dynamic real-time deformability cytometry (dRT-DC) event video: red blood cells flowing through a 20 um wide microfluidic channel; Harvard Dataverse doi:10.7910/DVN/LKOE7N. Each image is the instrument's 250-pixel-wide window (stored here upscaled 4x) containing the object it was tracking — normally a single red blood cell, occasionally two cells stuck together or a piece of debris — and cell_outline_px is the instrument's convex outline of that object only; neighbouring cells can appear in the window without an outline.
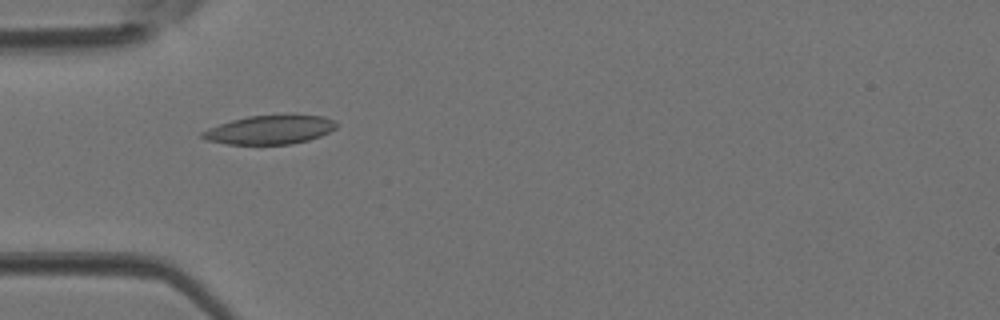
{"species": "Egyptian fruit bat (a non-hibernating species)", "species_latin": "Rousettus aegyptiacus", "temperature_condition": "room temperature", "stored_images_in_passage": 3, "camera_frame_rate_fps": 3000, "um_per_image_px": 0.085, "animal": {"sex": "female"}, "frame": {"image": 1, "passage_image": 3, "time_ms": 0.667, "image_size_px": [1000, 320], "cell_outline_px": [[336, 128], [320, 136], [308, 140], [292, 144], [228, 144], [208, 140], [200, 136], [200, 132], [208, 128], [232, 120], [248, 116], [324, 116], [332, 120], [336, 124]], "centroid_in_image_um": [22.9, 11.04], "position_along_channel_um": 62.1, "area_um2": 22.02}}